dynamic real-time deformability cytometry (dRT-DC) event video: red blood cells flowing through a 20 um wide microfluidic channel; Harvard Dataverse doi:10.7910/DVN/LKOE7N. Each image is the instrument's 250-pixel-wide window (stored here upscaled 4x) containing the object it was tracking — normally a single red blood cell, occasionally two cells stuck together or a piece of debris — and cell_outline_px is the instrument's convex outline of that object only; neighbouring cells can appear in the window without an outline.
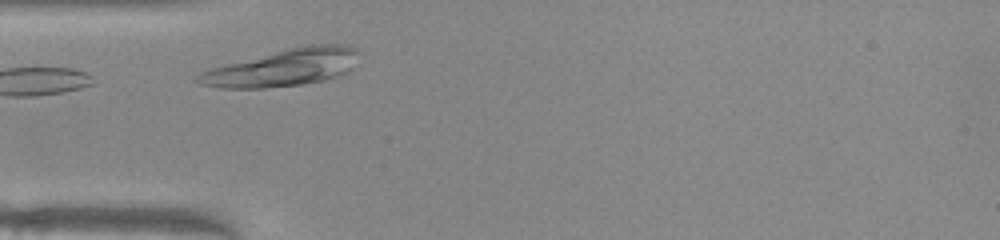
{"species": "common noctule bat (a hibernating species)", "species_latin": "Nyctalus noctula", "temperature_condition": "warm", "stored_images_in_passage": 6, "camera_frame_rate_fps": 3000, "um_per_image_px": 0.085, "animal": {"sex": "female", "body_mass_g": 22.0, "forearm_length_mm": 56.7}, "frame": {"image": 1, "passage_image": 1, "time_ms": 0.0, "image_size_px": [1000, 240], "cell_outline_px": [[360, 52], [352, 68], [348, 72], [324, 80], [300, 84], [264, 88], [220, 88], [200, 84], [192, 80], [200, 72], [212, 68], [288, 48], [308, 44], [340, 44], [352, 48]], "centroid_in_image_um": [24.04, 5.75], "position_along_channel_um": 61.0, "area_um2": 34.39}}